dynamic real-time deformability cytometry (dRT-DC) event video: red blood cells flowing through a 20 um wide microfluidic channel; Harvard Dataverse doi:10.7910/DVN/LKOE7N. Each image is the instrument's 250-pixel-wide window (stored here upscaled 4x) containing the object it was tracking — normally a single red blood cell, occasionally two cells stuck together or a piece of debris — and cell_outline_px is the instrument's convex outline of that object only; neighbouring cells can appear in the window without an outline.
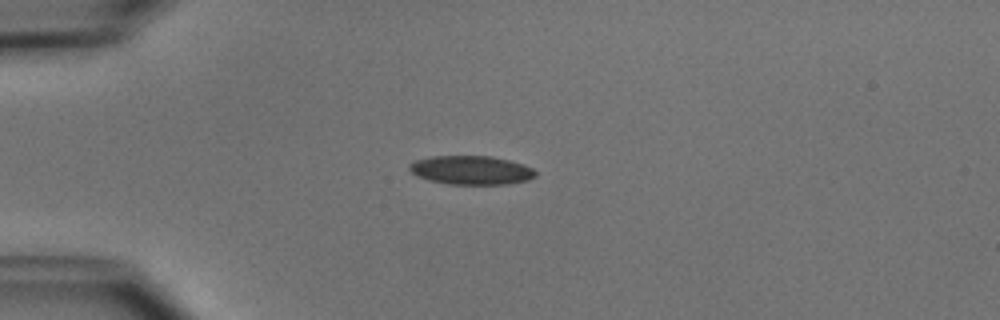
{"species": "common noctule bat (a hibernating species)", "species_latin": "Nyctalus noctula", "temperature_condition": "cold", "stored_images_in_passage": 39, "camera_frame_rate_fps": 3000, "um_per_image_px": 0.085, "animal": {"sex": "male", "body_mass_g": 15.6}, "frame": {"image": 1, "passage_image": 1, "time_ms": 0.0, "image_size_px": [1000, 320], "cell_outline_px": [[536, 176], [528, 180], [508, 184], [448, 184], [428, 180], [416, 176], [408, 168], [408, 164], [416, 160], [432, 156], [492, 156], [524, 164], [532, 168], [536, 172]], "centroid_in_image_um": [40.04, 14.46], "position_along_channel_um": 45.0, "area_um2": 21.27}}
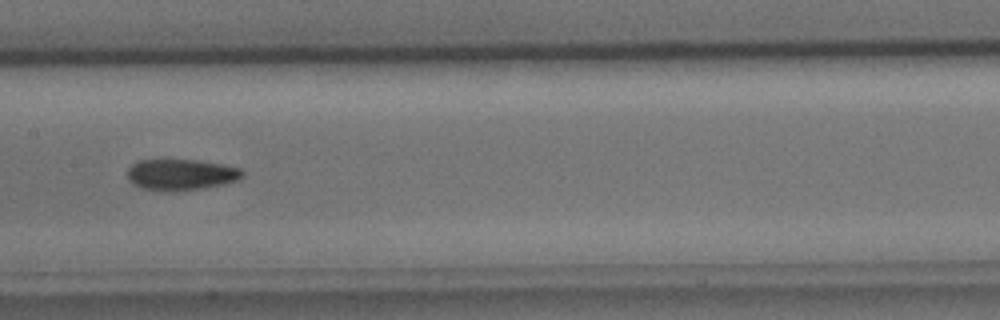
{"frame": {"image": 2, "passage_image": 14, "time_ms": 4.333, "image_size_px": [1000, 320], "cell_outline_px": [[244, 176], [236, 180], [220, 184], [200, 188], [140, 188], [128, 180], [128, 168], [132, 164], [140, 160], [196, 160], [220, 164], [240, 168], [244, 172]], "centroid_in_image_um": [15.38, 14.79], "position_along_channel_um": 192.0, "area_um2": 19.77}}
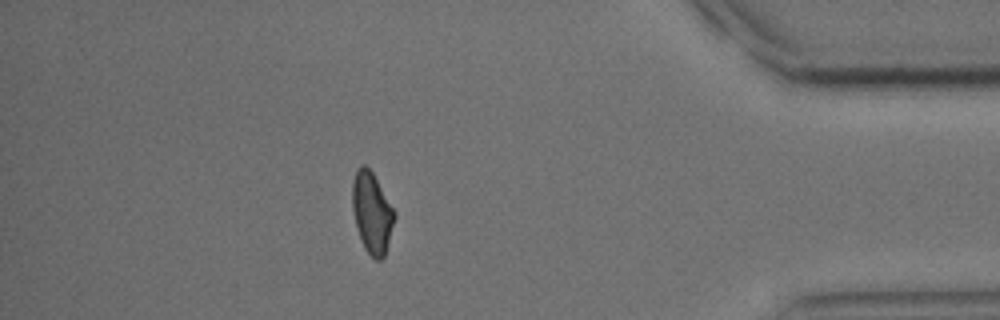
{"frame": {"image": 3, "passage_image": 33, "time_ms": 10.667, "image_size_px": [1000, 320], "cell_outline_px": [[396, 216], [384, 256], [380, 260], [376, 260], [364, 248], [360, 240], [352, 208], [352, 180], [356, 168], [360, 164], [364, 164], [372, 172], [396, 212]], "centroid_in_image_um": [31.6, 18.05], "position_along_channel_um": 403.6, "area_um2": 19.88}, "authors_computed_cell_mechanics": {"area_um2": 20.4034, "velocity_mm_per_s": 3.9185, "shape_relaxation_time_tau1_ms": 5.5838, "shape_relaxation_time_tau2_ms": 3.274, "deformation_change_tau1": 0.1357, "deformation_change_tau2": 0.0773}}